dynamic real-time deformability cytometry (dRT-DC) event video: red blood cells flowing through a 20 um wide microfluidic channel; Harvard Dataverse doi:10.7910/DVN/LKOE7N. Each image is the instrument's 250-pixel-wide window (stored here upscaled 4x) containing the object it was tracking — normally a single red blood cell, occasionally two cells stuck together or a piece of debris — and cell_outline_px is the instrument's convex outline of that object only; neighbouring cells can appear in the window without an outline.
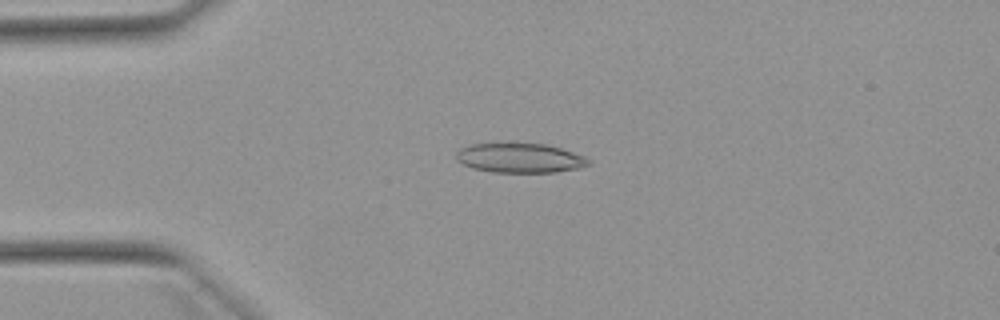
{"species": "Egyptian fruit bat (a non-hibernating species)", "species_latin": "Rousettus aegyptiacus", "temperature_condition": "warm", "stored_images_in_passage": 40, "camera_frame_rate_fps": 3000, "um_per_image_px": 0.085, "animal": {"sex": "female"}, "frame": {"image": 1, "passage_image": 1, "time_ms": 0.0, "image_size_px": [1000, 320], "cell_outline_px": [[592, 164], [580, 168], [556, 172], [492, 172], [472, 168], [456, 160], [456, 152], [460, 148], [472, 144], [496, 140], [516, 140], [544, 144], [560, 148], [584, 156]], "centroid_in_image_um": [44.13, 13.37], "position_along_channel_um": 40.9, "area_um2": 23.87}}
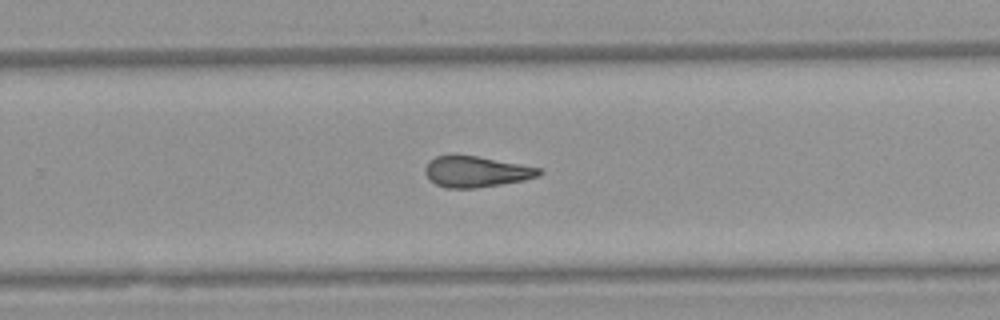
{"frame": {"image": 2, "passage_image": 22, "time_ms": 7.0, "image_size_px": [1000, 320], "cell_outline_px": [[544, 172], [540, 176], [524, 180], [476, 188], [448, 188], [436, 184], [424, 172], [424, 168], [428, 160], [436, 156], [452, 152], [456, 152], [520, 164], [540, 168]], "centroid_in_image_um": [40.43, 14.55], "position_along_channel_um": 289.4, "area_um2": 20.98}}
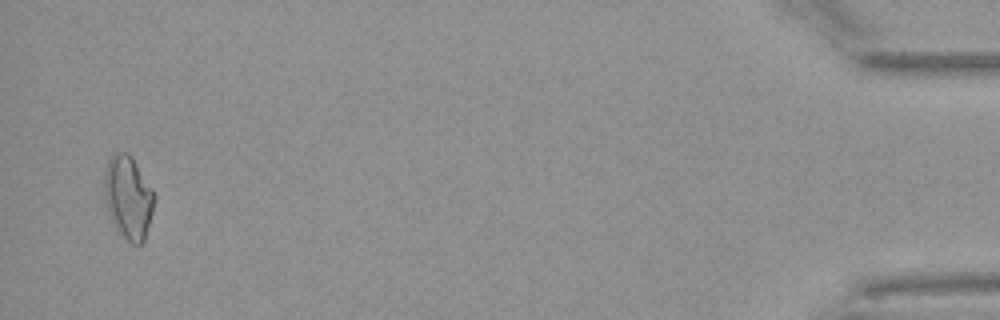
{"frame": {"image": 3, "passage_image": 39, "time_ms": 12.667, "image_size_px": [1000, 320], "cell_outline_px": [[156, 196], [152, 212], [144, 240], [140, 244], [132, 244], [116, 228], [112, 220], [108, 208], [104, 192], [104, 172], [108, 160], [112, 152], [128, 152], [132, 156], [152, 188]], "centroid_in_image_um": [10.91, 16.71], "position_along_channel_um": 424.3, "area_um2": 24.04}, "authors_computed_cell_mechanics": {"area_um2": 21.0681, "velocity_mm_per_s": 3.9192, "shape_relaxation_time_tau1_ms": null, "shape_relaxation_time_tau2_ms": 3.1981, "deformation_change_tau1": null, "deformation_change_tau2": 0.1361}}